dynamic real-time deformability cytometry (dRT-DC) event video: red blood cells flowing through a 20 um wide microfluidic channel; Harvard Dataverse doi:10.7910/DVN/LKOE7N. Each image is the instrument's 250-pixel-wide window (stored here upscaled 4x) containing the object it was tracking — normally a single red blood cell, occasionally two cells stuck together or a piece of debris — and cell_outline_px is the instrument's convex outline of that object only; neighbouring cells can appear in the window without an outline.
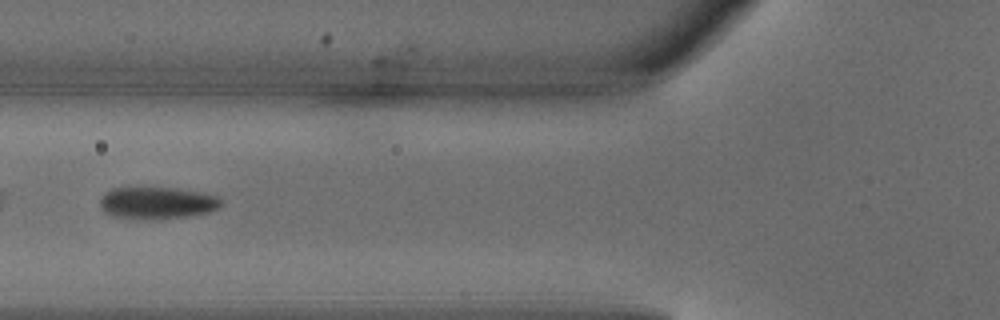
{"species": "common noctule bat (a hibernating species)", "species_latin": "Nyctalus noctula", "temperature_condition": "warm", "stored_images_in_passage": 4, "camera_frame_rate_fps": 3000, "um_per_image_px": 0.085, "animal": {"sex": "male", "body_mass_g": 18.8}, "frame": {"image": 1, "passage_image": 4, "time_ms": 1.0, "image_size_px": [1000, 320], "cell_outline_px": [[220, 208], [208, 212], [188, 216], [156, 220], [112, 216], [104, 212], [100, 208], [100, 200], [104, 192], [112, 188], [172, 188], [200, 192], [216, 196], [220, 200]], "centroid_in_image_um": [13.31, 17.26], "position_along_channel_um": 112.5, "area_um2": 22.54}}